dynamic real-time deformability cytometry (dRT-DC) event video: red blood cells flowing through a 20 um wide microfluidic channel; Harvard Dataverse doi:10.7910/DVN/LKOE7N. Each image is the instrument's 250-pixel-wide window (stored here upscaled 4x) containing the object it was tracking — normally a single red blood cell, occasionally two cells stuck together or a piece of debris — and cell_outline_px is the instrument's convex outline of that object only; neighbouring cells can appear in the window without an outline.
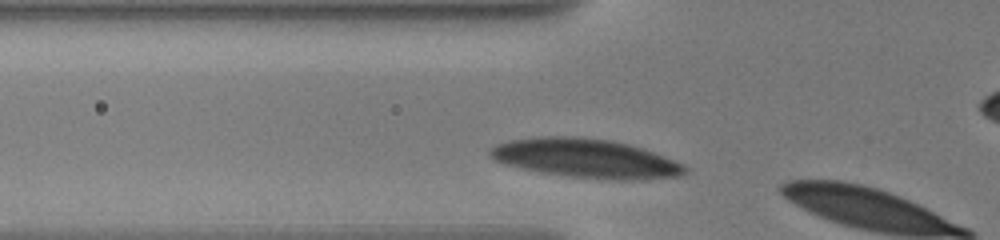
{"species": "human", "species_latin": "Homo sapiens", "temperature_condition": "warm", "stored_images_in_passage": 20, "camera_frame_rate_fps": 3000, "um_per_image_px": 0.085, "donor": {"sex": "male"}, "frame": {"image": 1, "passage_image": 16, "time_ms": 3.0, "image_size_px": [1000, 240], "cell_outline_px": [[688, 172], [680, 176], [628, 180], [616, 180], [568, 176], [540, 172], [504, 164], [492, 160], [488, 156], [488, 152], [496, 144], [512, 140], [544, 136], [576, 136], [608, 140], [628, 144], [652, 152], [684, 164], [688, 168]], "centroid_in_image_um": [49.76, 13.46], "position_along_channel_um": 76.0, "area_um2": 44.04}}